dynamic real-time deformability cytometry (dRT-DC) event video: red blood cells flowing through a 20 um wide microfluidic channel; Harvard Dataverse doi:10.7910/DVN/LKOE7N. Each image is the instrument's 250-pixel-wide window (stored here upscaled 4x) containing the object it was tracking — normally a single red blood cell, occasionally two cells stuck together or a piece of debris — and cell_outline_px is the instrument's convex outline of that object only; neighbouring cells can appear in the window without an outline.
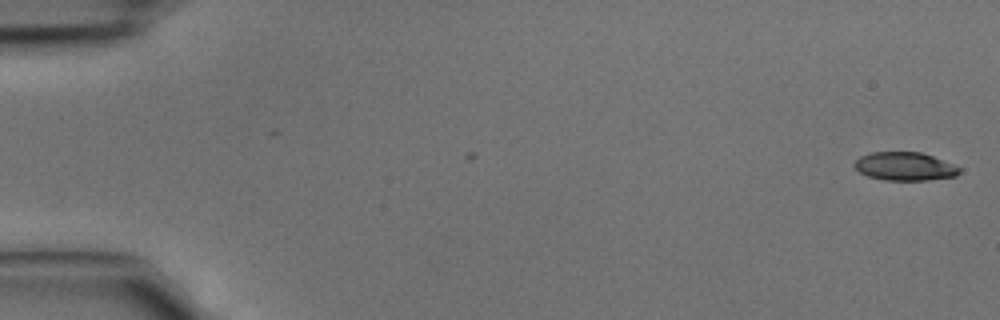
{"species": "common noctule bat (a hibernating species)", "species_latin": "Nyctalus noctula", "temperature_condition": "cold", "stored_images_in_passage": 2, "camera_frame_rate_fps": 3000, "um_per_image_px": 0.085, "animal": {"sex": "male", "body_mass_g": 15.6}, "frame": {"image": 1, "passage_image": 2, "time_ms": 0.333, "image_size_px": [1000, 320], "cell_outline_px": [[960, 172], [956, 176], [928, 180], [884, 180], [868, 176], [860, 172], [852, 164], [860, 156], [872, 152], [920, 152], [932, 156], [960, 168]], "centroid_in_image_um": [76.87, 14.14], "position_along_channel_um": 8.1, "area_um2": 17.17}}